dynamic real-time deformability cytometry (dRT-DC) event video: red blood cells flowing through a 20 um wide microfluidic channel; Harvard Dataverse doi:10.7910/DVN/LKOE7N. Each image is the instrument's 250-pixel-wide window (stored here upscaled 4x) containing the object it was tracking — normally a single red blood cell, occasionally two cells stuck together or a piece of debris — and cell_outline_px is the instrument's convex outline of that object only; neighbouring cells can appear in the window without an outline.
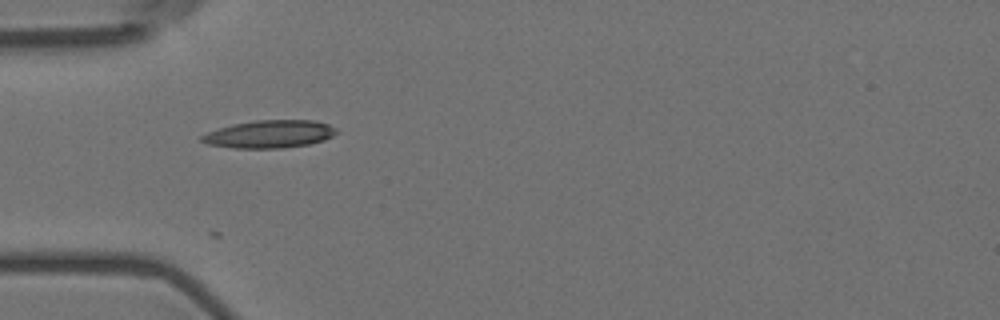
{"species": "Egyptian fruit bat (a non-hibernating species)", "species_latin": "Rousettus aegyptiacus", "temperature_condition": "room temperature", "stored_images_in_passage": 4, "camera_frame_rate_fps": 3000, "um_per_image_px": 0.085, "animal": {"sex": "female"}, "frame": {"image": 1, "passage_image": 1, "time_ms": 0.0, "image_size_px": [1000, 320], "cell_outline_px": [[340, 132], [324, 140], [308, 144], [284, 148], [236, 148], [208, 144], [200, 140], [200, 136], [208, 132], [232, 124], [256, 120], [316, 120], [328, 124], [336, 128]], "centroid_in_image_um": [22.95, 11.39], "position_along_channel_um": 62.1, "area_um2": 21.79}}